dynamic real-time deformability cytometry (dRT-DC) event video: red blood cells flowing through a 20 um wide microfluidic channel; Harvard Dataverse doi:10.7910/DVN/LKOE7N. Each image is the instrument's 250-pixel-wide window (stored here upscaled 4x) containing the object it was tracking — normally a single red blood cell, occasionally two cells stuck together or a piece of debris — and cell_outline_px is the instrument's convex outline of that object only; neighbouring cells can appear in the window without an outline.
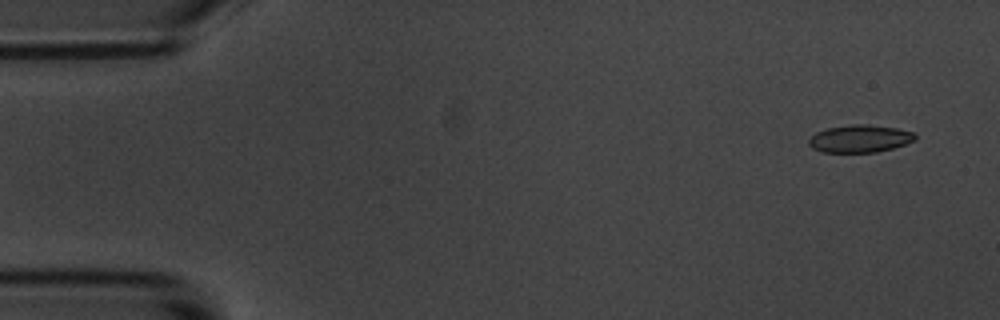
{"species": "common noctule bat (a hibernating species)", "species_latin": "Nyctalus noctula", "temperature_condition": "room temperature", "stored_images_in_passage": 10, "camera_frame_rate_fps": 3000, "um_per_image_px": 0.085, "animal": {"sex": "male", "body_mass_g": 20.1, "forearm_length_mm": 53.5}, "frame": {"image": 1, "passage_image": 1, "time_ms": 0.0, "image_size_px": [1000, 320], "cell_outline_px": [[916, 140], [892, 148], [876, 152], [820, 152], [812, 148], [808, 144], [808, 136], [816, 132], [828, 128], [852, 124], [868, 124], [896, 128], [916, 132]], "centroid_in_image_um": [73.06, 11.78], "position_along_channel_um": 11.9, "area_um2": 17.22}}
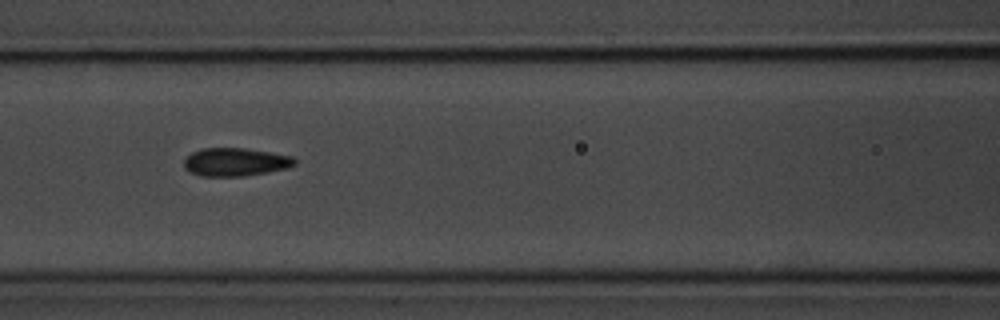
{"frame": {"image": 2, "passage_image": 7, "time_ms": 7.0, "image_size_px": [1000, 320], "cell_outline_px": [[296, 164], [288, 168], [268, 172], [244, 176], [200, 176], [188, 172], [184, 168], [184, 160], [192, 152], [204, 148], [244, 148], [292, 156], [296, 160]], "centroid_in_image_um": [19.99, 13.78], "position_along_channel_um": 146.6, "area_um2": 18.21}}
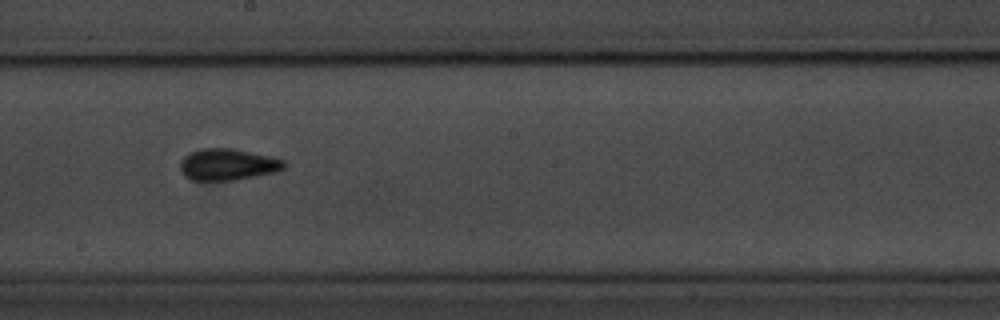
{"frame": {"image": 3, "passage_image": 9, "time_ms": 9.333, "image_size_px": [1000, 320], "cell_outline_px": [[284, 168], [276, 172], [236, 180], [192, 180], [184, 176], [180, 172], [180, 160], [188, 152], [200, 148], [232, 148], [268, 156], [284, 160]], "centroid_in_image_um": [19.29, 13.98], "position_along_channel_um": 228.9, "area_um2": 19.19}}